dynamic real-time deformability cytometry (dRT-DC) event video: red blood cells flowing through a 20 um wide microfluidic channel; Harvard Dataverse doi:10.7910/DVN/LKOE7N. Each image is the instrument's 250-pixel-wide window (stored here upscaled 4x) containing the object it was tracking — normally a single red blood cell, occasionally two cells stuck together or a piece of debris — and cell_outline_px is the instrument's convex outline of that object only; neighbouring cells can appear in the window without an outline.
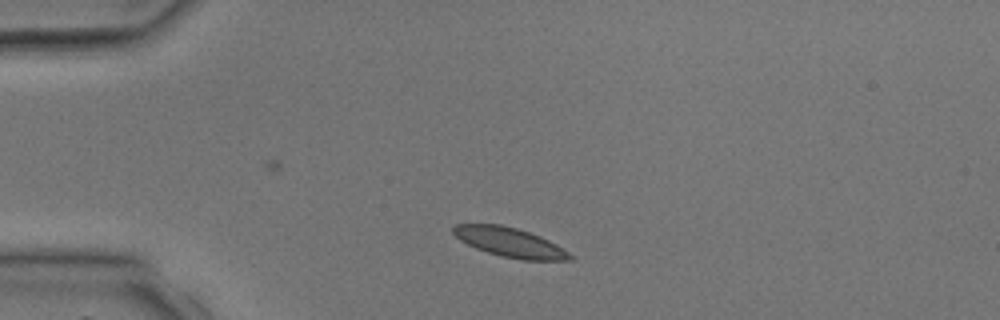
{"species": "common noctule bat (a hibernating species)", "species_latin": "Nyctalus noctula", "temperature_condition": "room temperature", "stored_images_in_passage": 3, "camera_frame_rate_fps": 3000, "um_per_image_px": 0.085, "animal": {"sex": "male", "body_mass_g": 17.9, "forearm_length_mm": 54.2}, "frame": {"image": 1, "passage_image": 2, "time_ms": 1.333, "image_size_px": [1000, 320], "cell_outline_px": [[576, 256], [572, 260], [520, 260], [500, 256], [476, 248], [460, 240], [452, 232], [452, 228], [456, 224], [500, 224], [516, 228], [540, 236], [556, 244]], "centroid_in_image_um": [43.37, 20.61], "position_along_channel_um": 41.6, "area_um2": 20.0}}